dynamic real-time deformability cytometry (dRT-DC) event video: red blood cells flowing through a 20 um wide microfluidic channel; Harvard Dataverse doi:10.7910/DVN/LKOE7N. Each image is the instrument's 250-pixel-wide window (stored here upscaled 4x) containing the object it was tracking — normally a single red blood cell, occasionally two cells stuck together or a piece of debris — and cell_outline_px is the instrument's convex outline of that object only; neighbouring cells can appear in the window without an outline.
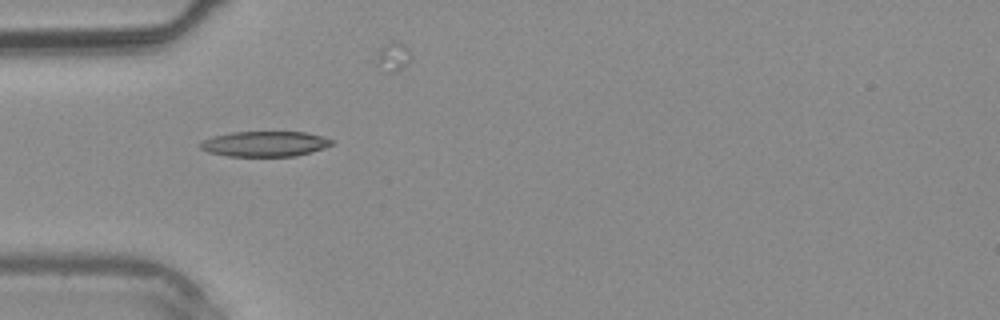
{"species": "common noctule bat (a hibernating species)", "species_latin": "Nyctalus noctula", "temperature_condition": "warm", "stored_images_in_passage": 5, "camera_frame_rate_fps": 3000, "um_per_image_px": 0.085, "animal": {"sex": "male", "body_mass_g": 20.4}, "frame": {"image": 1, "passage_image": 4, "time_ms": 3.333, "image_size_px": [1000, 320], "cell_outline_px": [[336, 144], [324, 148], [296, 156], [228, 156], [208, 152], [200, 148], [200, 144], [204, 140], [212, 136], [232, 132], [304, 132], [324, 136], [336, 140]], "centroid_in_image_um": [22.58, 12.22], "position_along_channel_um": 62.4, "area_um2": 19.54}}